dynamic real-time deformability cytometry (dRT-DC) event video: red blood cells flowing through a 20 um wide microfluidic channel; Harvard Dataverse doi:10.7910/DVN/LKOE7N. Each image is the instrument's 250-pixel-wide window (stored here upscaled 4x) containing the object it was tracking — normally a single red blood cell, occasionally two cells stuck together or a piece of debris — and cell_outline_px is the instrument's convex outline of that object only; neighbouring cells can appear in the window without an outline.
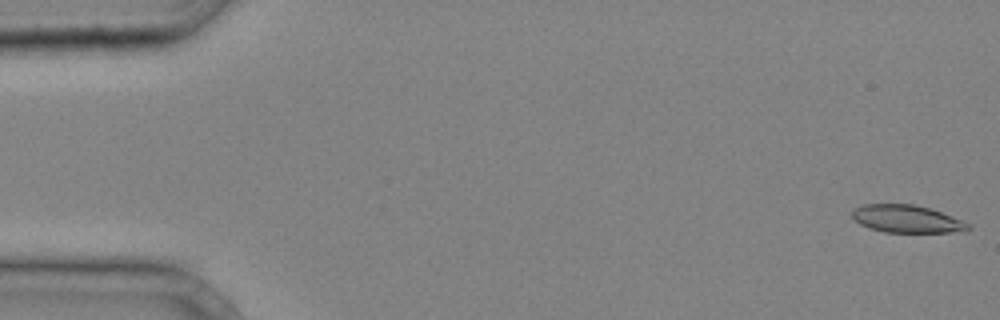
{"species": "common noctule bat (a hibernating species)", "species_latin": "Nyctalus noctula", "temperature_condition": "cold", "stored_images_in_passage": 33, "camera_frame_rate_fps": 3000, "um_per_image_px": 0.085, "animal": {"sex": "male", "body_mass_g": 20.4}, "frame": {"image": 1, "passage_image": 1, "time_ms": 0.0, "image_size_px": [1000, 320], "cell_outline_px": [[972, 228], [968, 232], [884, 232], [868, 228], [860, 224], [852, 216], [852, 212], [856, 208], [864, 204], [912, 204], [928, 208], [940, 212], [960, 220], [968, 224]], "centroid_in_image_um": [77.08, 18.62], "position_along_channel_um": 7.9, "area_um2": 18.5}}
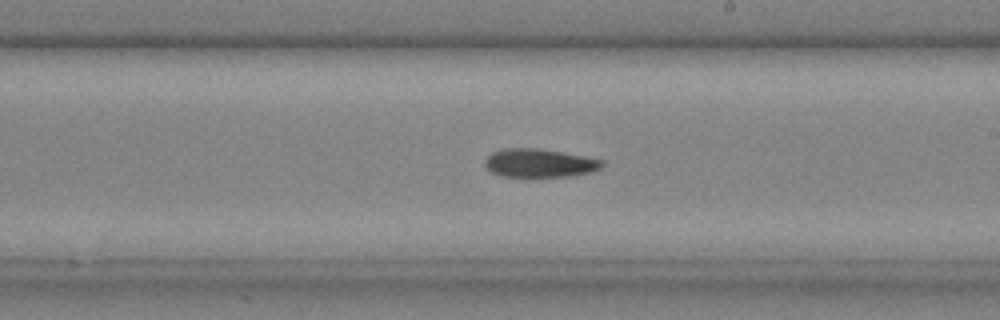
{"frame": {"image": 2, "passage_image": 23, "time_ms": 7.333, "image_size_px": [1000, 320], "cell_outline_px": [[604, 164], [600, 168], [592, 172], [572, 176], [504, 176], [492, 172], [484, 164], [484, 160], [492, 152], [504, 148], [540, 148], [564, 152], [604, 160]], "centroid_in_image_um": [45.88, 13.84], "position_along_channel_um": 243.1, "area_um2": 19.42}}
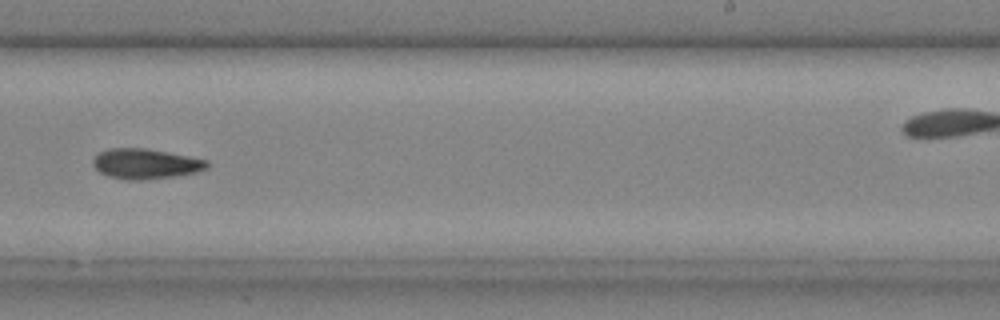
{"frame": {"image": 3, "passage_image": 25, "time_ms": 8.0, "image_size_px": [1000, 320], "cell_outline_px": [[208, 168], [196, 172], [172, 176], [140, 180], [128, 180], [108, 176], [100, 172], [92, 164], [92, 160], [100, 152], [108, 148], [144, 148], [168, 152], [208, 160]], "centroid_in_image_um": [12.36, 13.91], "position_along_channel_um": 276.6, "area_um2": 19.88}}